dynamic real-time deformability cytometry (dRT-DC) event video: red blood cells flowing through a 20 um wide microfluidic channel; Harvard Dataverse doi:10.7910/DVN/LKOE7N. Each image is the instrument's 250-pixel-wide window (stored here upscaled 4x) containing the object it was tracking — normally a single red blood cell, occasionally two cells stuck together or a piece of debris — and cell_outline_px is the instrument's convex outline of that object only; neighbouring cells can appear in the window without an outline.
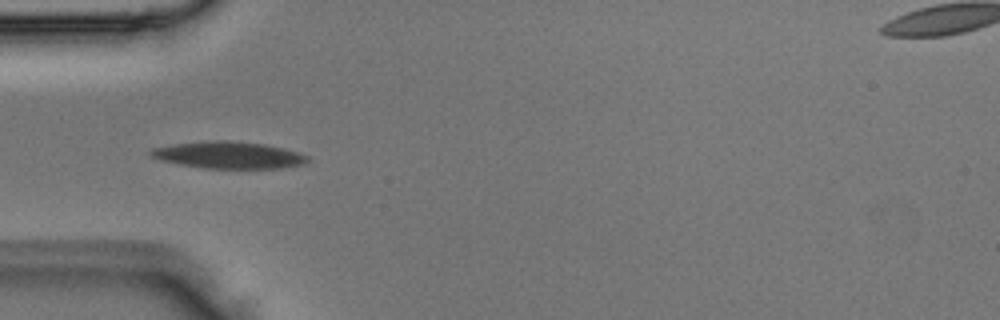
{"species": "Egyptian fruit bat (a non-hibernating species)", "species_latin": "Rousettus aegyptiacus", "temperature_condition": "room temperature", "stored_images_in_passage": 4, "camera_frame_rate_fps": 3000, "um_per_image_px": 0.085, "animal": {"sex": "male"}, "frame": {"image": 1, "passage_image": 3, "time_ms": 0.667, "image_size_px": [1000, 320], "cell_outline_px": [[312, 160], [304, 164], [280, 168], [204, 168], [180, 164], [160, 160], [152, 156], [148, 152], [152, 148], [172, 144], [208, 140], [228, 140], [264, 144], [284, 148], [308, 156]], "centroid_in_image_um": [19.44, 13.17], "position_along_channel_um": 65.6, "area_um2": 24.62}}
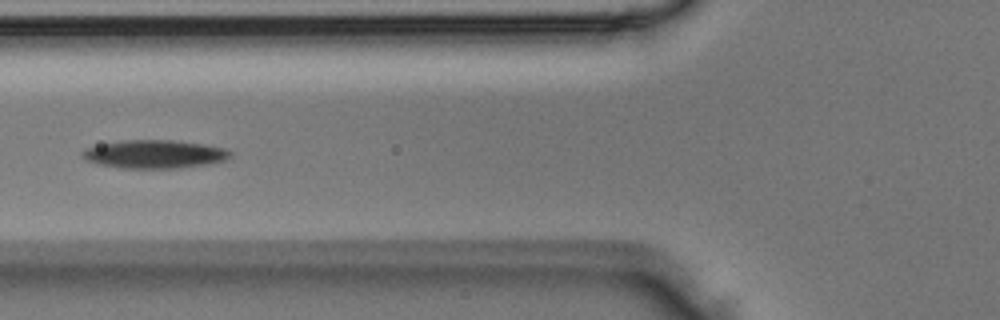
{"frame": {"image": 2, "passage_image": 4, "time_ms": 1.0, "image_size_px": [1000, 320], "cell_outline_px": [[232, 156], [228, 160], [208, 164], [180, 168], [120, 168], [100, 164], [88, 160], [80, 156], [80, 152], [88, 148], [104, 144], [124, 140], [172, 140], [204, 144], [224, 148], [232, 152]], "centroid_in_image_um": [13.2, 13.11], "position_along_channel_um": 112.6, "area_um2": 24.33}}